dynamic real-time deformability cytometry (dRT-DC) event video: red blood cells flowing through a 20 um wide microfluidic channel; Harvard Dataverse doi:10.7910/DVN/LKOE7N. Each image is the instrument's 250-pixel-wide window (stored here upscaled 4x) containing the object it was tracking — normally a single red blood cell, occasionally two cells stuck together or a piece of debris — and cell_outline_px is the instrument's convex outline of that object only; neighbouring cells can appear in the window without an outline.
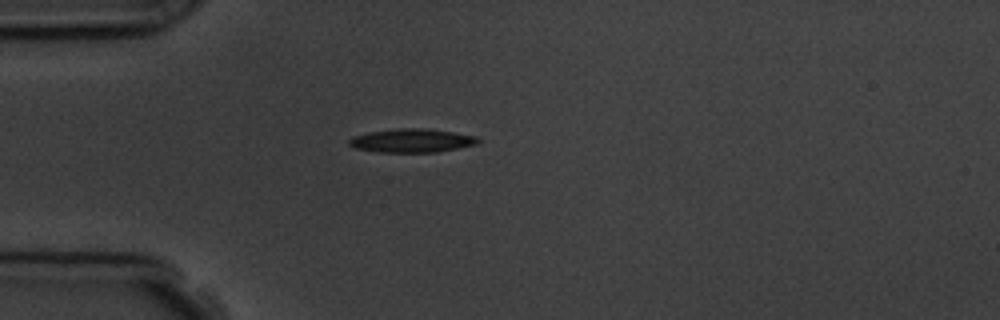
{"species": "common noctule bat (a hibernating species)", "species_latin": "Nyctalus noctula", "temperature_condition": "room temperature", "stored_images_in_passage": 4, "camera_frame_rate_fps": 3000, "um_per_image_px": 0.085, "animal": {"sex": "male", "body_mass_g": 19.5, "forearm_length_mm": 54.6}, "frame": {"image": 1, "passage_image": 4, "time_ms": 4.0, "image_size_px": [1000, 320], "cell_outline_px": [[480, 140], [476, 144], [436, 152], [380, 152], [356, 148], [348, 144], [348, 140], [352, 136], [368, 132], [396, 128], [428, 128], [476, 136]], "centroid_in_image_um": [34.97, 11.94], "position_along_channel_um": 50.0, "area_um2": 17.69}}